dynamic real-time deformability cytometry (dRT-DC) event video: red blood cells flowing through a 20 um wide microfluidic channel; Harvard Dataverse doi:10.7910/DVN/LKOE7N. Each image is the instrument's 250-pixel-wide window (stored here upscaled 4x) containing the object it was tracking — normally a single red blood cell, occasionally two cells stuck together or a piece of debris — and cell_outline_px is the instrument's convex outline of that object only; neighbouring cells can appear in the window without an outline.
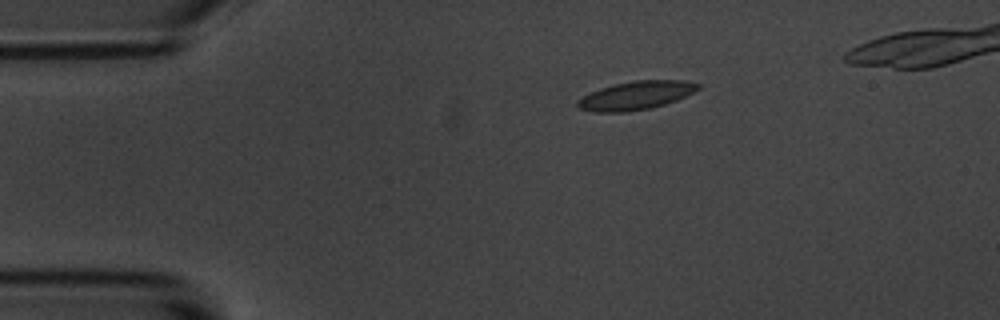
{"species": "common noctule bat (a hibernating species)", "species_latin": "Nyctalus noctula", "temperature_condition": "room temperature", "stored_images_in_passage": 10, "camera_frame_rate_fps": 3000, "um_per_image_px": 0.085, "animal": {"sex": "male", "body_mass_g": 20.1, "forearm_length_mm": 53.5}, "frame": {"image": 1, "passage_image": 4, "time_ms": 3.333, "image_size_px": [1000, 320], "cell_outline_px": [[700, 88], [676, 100], [652, 108], [624, 112], [596, 112], [580, 108], [576, 104], [576, 100], [600, 88], [616, 84], [636, 80], [684, 80], [700, 84]], "centroid_in_image_um": [54.06, 8.11], "position_along_channel_um": 30.9, "area_um2": 19.71}}
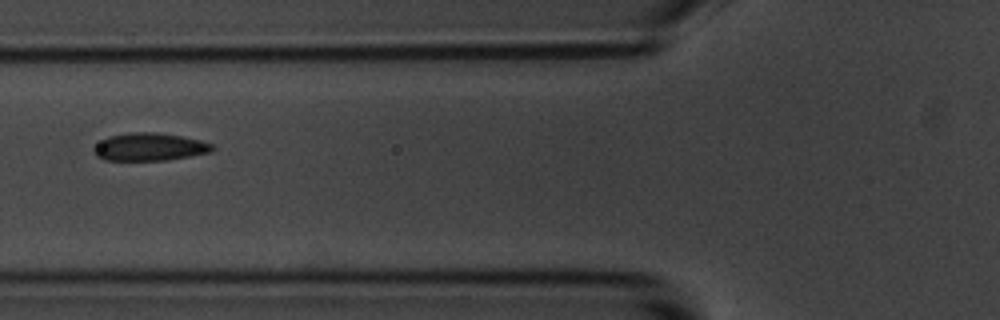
{"frame": {"image": 2, "passage_image": 7, "time_ms": 7.0, "image_size_px": [1000, 320], "cell_outline_px": [[216, 148], [212, 152], [168, 160], [104, 160], [96, 156], [92, 152], [92, 148], [108, 136], [128, 132], [156, 132], [180, 136], [200, 140], [212, 144]], "centroid_in_image_um": [12.7, 12.49], "position_along_channel_um": 113.1, "area_um2": 19.31}}
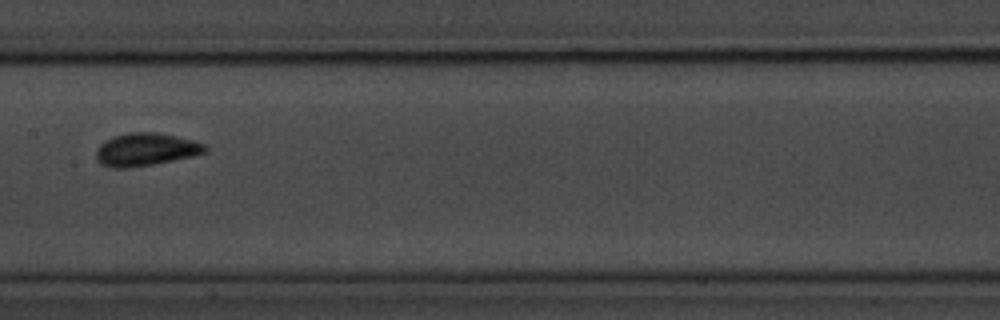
{"frame": {"image": 3, "passage_image": 9, "time_ms": 9.333, "image_size_px": [1000, 320], "cell_outline_px": [[208, 152], [192, 156], [152, 164], [128, 168], [112, 168], [100, 164], [96, 156], [96, 148], [100, 144], [116, 136], [128, 132], [156, 132], [176, 136], [192, 140], [204, 144], [208, 148]], "centroid_in_image_um": [12.39, 12.71], "position_along_channel_um": 195.0, "area_um2": 20.69}}